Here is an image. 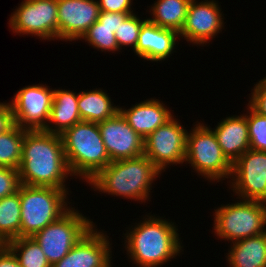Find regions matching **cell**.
I'll return each instance as SVG.
<instances>
[{"mask_svg":"<svg viewBox=\"0 0 266 267\" xmlns=\"http://www.w3.org/2000/svg\"><path fill=\"white\" fill-rule=\"evenodd\" d=\"M18 172L21 184L69 190L65 182L72 173L61 136L44 130H26Z\"/></svg>","mask_w":266,"mask_h":267,"instance_id":"1","label":"cell"},{"mask_svg":"<svg viewBox=\"0 0 266 267\" xmlns=\"http://www.w3.org/2000/svg\"><path fill=\"white\" fill-rule=\"evenodd\" d=\"M136 224L124 234L125 250L136 266L160 267L183 251L174 222L148 214Z\"/></svg>","mask_w":266,"mask_h":267,"instance_id":"2","label":"cell"},{"mask_svg":"<svg viewBox=\"0 0 266 267\" xmlns=\"http://www.w3.org/2000/svg\"><path fill=\"white\" fill-rule=\"evenodd\" d=\"M162 172L145 155L110 162L87 184L94 191L146 202L152 184Z\"/></svg>","mask_w":266,"mask_h":267,"instance_id":"3","label":"cell"},{"mask_svg":"<svg viewBox=\"0 0 266 267\" xmlns=\"http://www.w3.org/2000/svg\"><path fill=\"white\" fill-rule=\"evenodd\" d=\"M60 136L69 169L75 178L78 176L87 183L111 162L98 123L81 121Z\"/></svg>","mask_w":266,"mask_h":267,"instance_id":"4","label":"cell"},{"mask_svg":"<svg viewBox=\"0 0 266 267\" xmlns=\"http://www.w3.org/2000/svg\"><path fill=\"white\" fill-rule=\"evenodd\" d=\"M68 192L59 188L21 184L20 237H33L64 215L71 208L68 206Z\"/></svg>","mask_w":266,"mask_h":267,"instance_id":"5","label":"cell"},{"mask_svg":"<svg viewBox=\"0 0 266 267\" xmlns=\"http://www.w3.org/2000/svg\"><path fill=\"white\" fill-rule=\"evenodd\" d=\"M221 205L214 212V233L230 243L266 232V203L240 199Z\"/></svg>","mask_w":266,"mask_h":267,"instance_id":"6","label":"cell"},{"mask_svg":"<svg viewBox=\"0 0 266 267\" xmlns=\"http://www.w3.org/2000/svg\"><path fill=\"white\" fill-rule=\"evenodd\" d=\"M191 130L187 133L185 164H191L194 172L209 182L231 178L232 163L223 154L212 128L198 122Z\"/></svg>","mask_w":266,"mask_h":267,"instance_id":"7","label":"cell"},{"mask_svg":"<svg viewBox=\"0 0 266 267\" xmlns=\"http://www.w3.org/2000/svg\"><path fill=\"white\" fill-rule=\"evenodd\" d=\"M74 208L71 206L58 220L50 223L32 237L40 245L51 266L62 260L95 225L93 221Z\"/></svg>","mask_w":266,"mask_h":267,"instance_id":"8","label":"cell"},{"mask_svg":"<svg viewBox=\"0 0 266 267\" xmlns=\"http://www.w3.org/2000/svg\"><path fill=\"white\" fill-rule=\"evenodd\" d=\"M23 1L9 19V27L13 33L36 35L42 40H58L57 0Z\"/></svg>","mask_w":266,"mask_h":267,"instance_id":"9","label":"cell"},{"mask_svg":"<svg viewBox=\"0 0 266 267\" xmlns=\"http://www.w3.org/2000/svg\"><path fill=\"white\" fill-rule=\"evenodd\" d=\"M187 133L173 116L144 139V155L161 172L171 165H182L185 162Z\"/></svg>","mask_w":266,"mask_h":267,"instance_id":"10","label":"cell"},{"mask_svg":"<svg viewBox=\"0 0 266 267\" xmlns=\"http://www.w3.org/2000/svg\"><path fill=\"white\" fill-rule=\"evenodd\" d=\"M54 89L38 84L25 86L12 97L14 124L26 130H44L49 121Z\"/></svg>","mask_w":266,"mask_h":267,"instance_id":"11","label":"cell"},{"mask_svg":"<svg viewBox=\"0 0 266 267\" xmlns=\"http://www.w3.org/2000/svg\"><path fill=\"white\" fill-rule=\"evenodd\" d=\"M231 178L238 199L266 203V152L248 149L232 164Z\"/></svg>","mask_w":266,"mask_h":267,"instance_id":"12","label":"cell"},{"mask_svg":"<svg viewBox=\"0 0 266 267\" xmlns=\"http://www.w3.org/2000/svg\"><path fill=\"white\" fill-rule=\"evenodd\" d=\"M222 16L216 0H191L179 37L194 45L205 46L224 29Z\"/></svg>","mask_w":266,"mask_h":267,"instance_id":"13","label":"cell"},{"mask_svg":"<svg viewBox=\"0 0 266 267\" xmlns=\"http://www.w3.org/2000/svg\"><path fill=\"white\" fill-rule=\"evenodd\" d=\"M98 126L111 162L144 155V139L119 111L113 117L99 122Z\"/></svg>","mask_w":266,"mask_h":267,"instance_id":"14","label":"cell"},{"mask_svg":"<svg viewBox=\"0 0 266 267\" xmlns=\"http://www.w3.org/2000/svg\"><path fill=\"white\" fill-rule=\"evenodd\" d=\"M94 225L67 255L51 267H111L109 236Z\"/></svg>","mask_w":266,"mask_h":267,"instance_id":"15","label":"cell"},{"mask_svg":"<svg viewBox=\"0 0 266 267\" xmlns=\"http://www.w3.org/2000/svg\"><path fill=\"white\" fill-rule=\"evenodd\" d=\"M58 39L79 40L98 20L100 8L95 0H57Z\"/></svg>","mask_w":266,"mask_h":267,"instance_id":"16","label":"cell"},{"mask_svg":"<svg viewBox=\"0 0 266 267\" xmlns=\"http://www.w3.org/2000/svg\"><path fill=\"white\" fill-rule=\"evenodd\" d=\"M179 34L147 20L141 27L134 53L144 60L160 62L167 59L178 42ZM177 40V41H176Z\"/></svg>","mask_w":266,"mask_h":267,"instance_id":"17","label":"cell"},{"mask_svg":"<svg viewBox=\"0 0 266 267\" xmlns=\"http://www.w3.org/2000/svg\"><path fill=\"white\" fill-rule=\"evenodd\" d=\"M119 112L143 139L174 116L162 101L154 98L132 105L129 109L119 107Z\"/></svg>","mask_w":266,"mask_h":267,"instance_id":"18","label":"cell"},{"mask_svg":"<svg viewBox=\"0 0 266 267\" xmlns=\"http://www.w3.org/2000/svg\"><path fill=\"white\" fill-rule=\"evenodd\" d=\"M219 122L212 130L223 154L233 164L250 149L247 117L246 114L233 115Z\"/></svg>","mask_w":266,"mask_h":267,"instance_id":"19","label":"cell"},{"mask_svg":"<svg viewBox=\"0 0 266 267\" xmlns=\"http://www.w3.org/2000/svg\"><path fill=\"white\" fill-rule=\"evenodd\" d=\"M78 97L79 93L74 91L55 88L49 121L44 131L61 135L66 129L81 122Z\"/></svg>","mask_w":266,"mask_h":267,"instance_id":"20","label":"cell"},{"mask_svg":"<svg viewBox=\"0 0 266 267\" xmlns=\"http://www.w3.org/2000/svg\"><path fill=\"white\" fill-rule=\"evenodd\" d=\"M231 245L226 255L229 267H266V232Z\"/></svg>","mask_w":266,"mask_h":267,"instance_id":"21","label":"cell"},{"mask_svg":"<svg viewBox=\"0 0 266 267\" xmlns=\"http://www.w3.org/2000/svg\"><path fill=\"white\" fill-rule=\"evenodd\" d=\"M102 89L80 91L78 109L82 121L99 123L113 117L119 106H114L111 98Z\"/></svg>","mask_w":266,"mask_h":267,"instance_id":"22","label":"cell"},{"mask_svg":"<svg viewBox=\"0 0 266 267\" xmlns=\"http://www.w3.org/2000/svg\"><path fill=\"white\" fill-rule=\"evenodd\" d=\"M152 4L150 11L151 18L148 20L165 29H171L178 34L183 28L188 7L191 0H157Z\"/></svg>","mask_w":266,"mask_h":267,"instance_id":"23","label":"cell"},{"mask_svg":"<svg viewBox=\"0 0 266 267\" xmlns=\"http://www.w3.org/2000/svg\"><path fill=\"white\" fill-rule=\"evenodd\" d=\"M20 186L17 192L0 200V238L8 241L20 237Z\"/></svg>","mask_w":266,"mask_h":267,"instance_id":"24","label":"cell"},{"mask_svg":"<svg viewBox=\"0 0 266 267\" xmlns=\"http://www.w3.org/2000/svg\"><path fill=\"white\" fill-rule=\"evenodd\" d=\"M26 129L14 124L0 135V167L19 169Z\"/></svg>","mask_w":266,"mask_h":267,"instance_id":"25","label":"cell"},{"mask_svg":"<svg viewBox=\"0 0 266 267\" xmlns=\"http://www.w3.org/2000/svg\"><path fill=\"white\" fill-rule=\"evenodd\" d=\"M21 267H51L40 245L32 237H18L6 243Z\"/></svg>","mask_w":266,"mask_h":267,"instance_id":"26","label":"cell"},{"mask_svg":"<svg viewBox=\"0 0 266 267\" xmlns=\"http://www.w3.org/2000/svg\"><path fill=\"white\" fill-rule=\"evenodd\" d=\"M84 39L85 42L97 48L98 51H107L114 53V51H119V47L116 41L115 33L112 32V29L107 26L101 25L97 20L79 39Z\"/></svg>","mask_w":266,"mask_h":267,"instance_id":"27","label":"cell"},{"mask_svg":"<svg viewBox=\"0 0 266 267\" xmlns=\"http://www.w3.org/2000/svg\"><path fill=\"white\" fill-rule=\"evenodd\" d=\"M246 113L250 149L266 152V116L256 112L249 104Z\"/></svg>","mask_w":266,"mask_h":267,"instance_id":"28","label":"cell"},{"mask_svg":"<svg viewBox=\"0 0 266 267\" xmlns=\"http://www.w3.org/2000/svg\"><path fill=\"white\" fill-rule=\"evenodd\" d=\"M147 20L148 18L141 20L135 13L127 17L115 32L119 50L122 49V46H131L132 50H135L140 29Z\"/></svg>","mask_w":266,"mask_h":267,"instance_id":"29","label":"cell"},{"mask_svg":"<svg viewBox=\"0 0 266 267\" xmlns=\"http://www.w3.org/2000/svg\"><path fill=\"white\" fill-rule=\"evenodd\" d=\"M20 185L18 169L0 167V200L17 192Z\"/></svg>","mask_w":266,"mask_h":267,"instance_id":"30","label":"cell"},{"mask_svg":"<svg viewBox=\"0 0 266 267\" xmlns=\"http://www.w3.org/2000/svg\"><path fill=\"white\" fill-rule=\"evenodd\" d=\"M251 94L248 104L256 112L266 116V77L255 84L254 88L251 90Z\"/></svg>","mask_w":266,"mask_h":267,"instance_id":"31","label":"cell"},{"mask_svg":"<svg viewBox=\"0 0 266 267\" xmlns=\"http://www.w3.org/2000/svg\"><path fill=\"white\" fill-rule=\"evenodd\" d=\"M100 11L117 12V13H133L131 8L132 0H97Z\"/></svg>","mask_w":266,"mask_h":267,"instance_id":"32","label":"cell"},{"mask_svg":"<svg viewBox=\"0 0 266 267\" xmlns=\"http://www.w3.org/2000/svg\"><path fill=\"white\" fill-rule=\"evenodd\" d=\"M133 13H117L100 11L98 21L101 25L107 26L115 33L119 26Z\"/></svg>","mask_w":266,"mask_h":267,"instance_id":"33","label":"cell"},{"mask_svg":"<svg viewBox=\"0 0 266 267\" xmlns=\"http://www.w3.org/2000/svg\"><path fill=\"white\" fill-rule=\"evenodd\" d=\"M14 125L10 103L0 102V135Z\"/></svg>","mask_w":266,"mask_h":267,"instance_id":"34","label":"cell"},{"mask_svg":"<svg viewBox=\"0 0 266 267\" xmlns=\"http://www.w3.org/2000/svg\"><path fill=\"white\" fill-rule=\"evenodd\" d=\"M0 267H21L16 255L7 245L0 249Z\"/></svg>","mask_w":266,"mask_h":267,"instance_id":"35","label":"cell"},{"mask_svg":"<svg viewBox=\"0 0 266 267\" xmlns=\"http://www.w3.org/2000/svg\"><path fill=\"white\" fill-rule=\"evenodd\" d=\"M6 243L0 238V249L3 248Z\"/></svg>","mask_w":266,"mask_h":267,"instance_id":"36","label":"cell"}]
</instances>
